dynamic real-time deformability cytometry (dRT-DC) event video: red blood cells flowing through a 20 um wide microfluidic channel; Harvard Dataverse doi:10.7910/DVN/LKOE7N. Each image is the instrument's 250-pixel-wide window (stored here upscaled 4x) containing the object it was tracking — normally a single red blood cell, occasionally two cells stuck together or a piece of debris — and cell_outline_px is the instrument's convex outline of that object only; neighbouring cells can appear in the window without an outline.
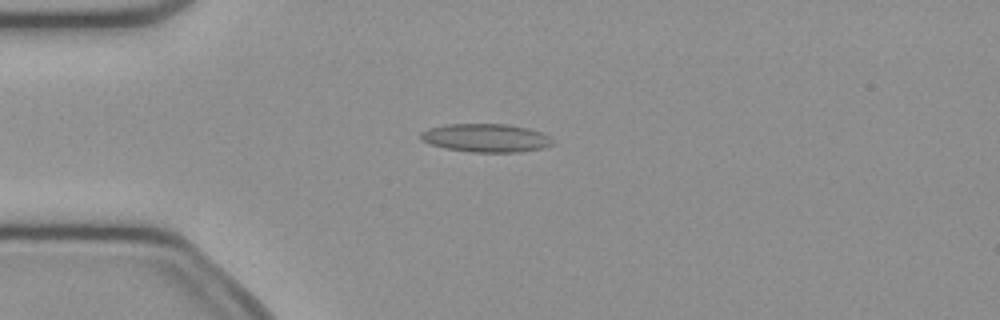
{"species": "common noctule bat (a hibernating species)", "species_latin": "Nyctalus noctula", "temperature_condition": "cold", "stored_images_in_passage": 47, "camera_frame_rate_fps": 3000, "um_per_image_px": 0.085, "animal": {"sex": "female", "body_mass_g": 21.9}, "frame": {"image": 1, "passage_image": 13, "time_ms": 4.0, "image_size_px": [1000, 320], "cell_outline_px": [[552, 144], [540, 148], [512, 152], [472, 152], [448, 148], [432, 144], [424, 140], [420, 136], [420, 132], [432, 128], [448, 124], [504, 124], [524, 128], [540, 132], [548, 136]], "centroid_in_image_um": [41.27, 11.72], "position_along_channel_um": 43.7, "area_um2": 20.98}}
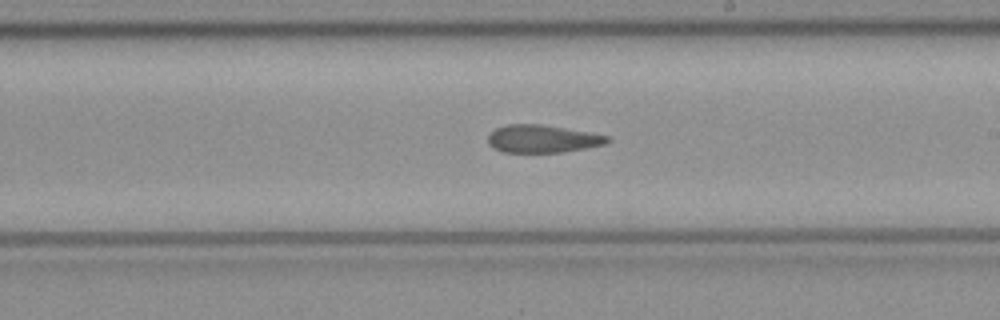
{"frame": {"image": 2, "passage_image": 30, "time_ms": 9.667, "image_size_px": [1000, 320], "cell_outline_px": [[612, 140], [604, 144], [584, 148], [560, 152], [504, 152], [488, 144], [488, 136], [496, 128], [508, 124], [540, 124], [564, 128], [608, 136]], "centroid_in_image_um": [46.09, 11.79], "position_along_channel_um": 242.9, "area_um2": 18.9}}
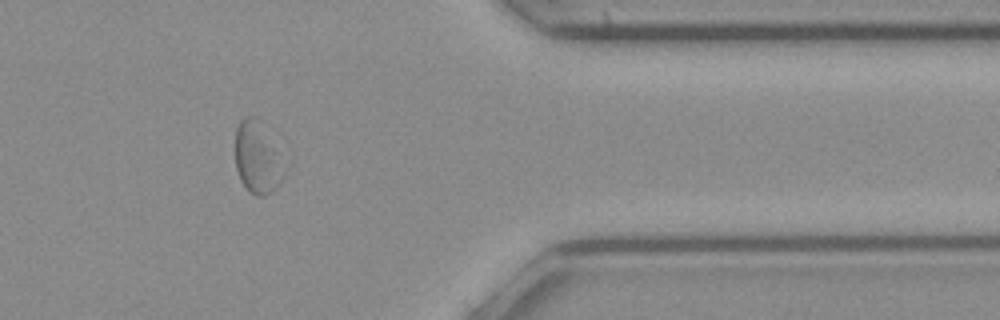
{"frame": {"image": 3, "passage_image": 43, "time_ms": 14.0, "image_size_px": [1000, 320], "cell_outline_px": [[284, 176], [276, 188], [272, 192], [264, 196], [256, 196], [248, 192], [240, 180], [236, 168], [236, 128], [240, 120], [244, 116], [252, 116], [272, 152]], "centroid_in_image_um": [21.73, 13.58], "position_along_channel_um": 389.7, "area_um2": 18.26}, "authors_computed_cell_mechanics": {"area_um2": 20.0566, "velocity_mm_per_s": 3.8668, "shape_relaxation_time_tau1_ms": 9.1838, "shape_relaxation_time_tau2_ms": 3.1552, "deformation_change_tau1": 0.1658, "deformation_change_tau2": 0.1114}}